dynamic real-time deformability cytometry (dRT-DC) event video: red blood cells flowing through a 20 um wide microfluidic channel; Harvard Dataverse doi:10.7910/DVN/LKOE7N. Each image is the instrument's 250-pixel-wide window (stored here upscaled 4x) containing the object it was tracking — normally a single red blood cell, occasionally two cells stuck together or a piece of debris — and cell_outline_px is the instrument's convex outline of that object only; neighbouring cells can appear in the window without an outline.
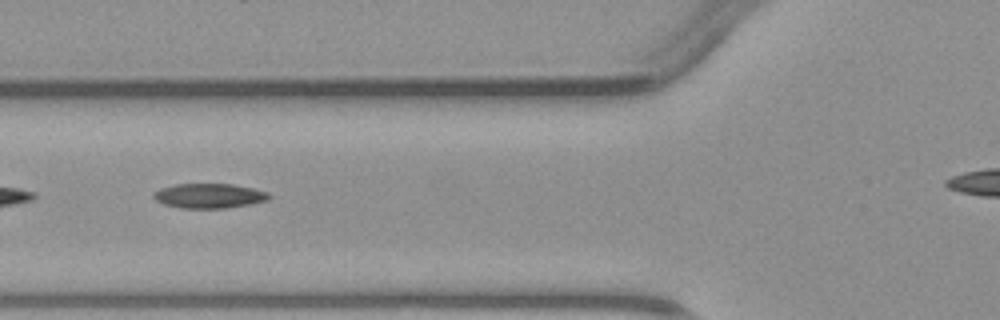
{"species": "common noctule bat (a hibernating species)", "species_latin": "Nyctalus noctula", "temperature_condition": "warm", "stored_images_in_passage": 3, "camera_frame_rate_fps": 3000, "um_per_image_px": 0.085, "animal": {"sex": "male", "body_mass_g": 23.1, "forearm_length_mm": 52.7}, "frame": {"image": 1, "passage_image": 2, "time_ms": 1.333, "image_size_px": [1000, 320], "cell_outline_px": [[272, 196], [268, 200], [252, 204], [224, 208], [180, 208], [164, 204], [156, 200], [152, 196], [152, 192], [160, 188], [176, 184], [232, 184], [252, 188], [268, 192]], "centroid_in_image_um": [17.77, 16.64], "position_along_channel_um": 108.0, "area_um2": 16.7}}
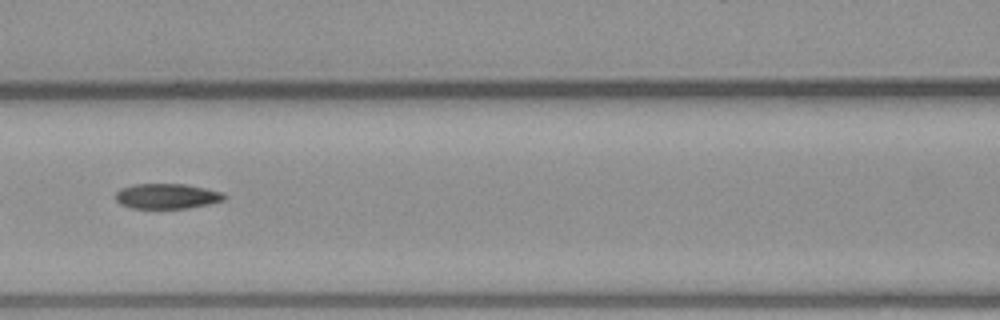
{"frame": {"image": 2, "passage_image": 3, "time_ms": 2.333, "image_size_px": [1000, 320], "cell_outline_px": [[228, 196], [224, 200], [208, 204], [184, 208], [132, 208], [120, 204], [116, 200], [116, 192], [120, 188], [132, 184], [184, 184], [224, 192]], "centroid_in_image_um": [14.19, 16.66], "position_along_channel_um": 152.4, "area_um2": 15.95}}